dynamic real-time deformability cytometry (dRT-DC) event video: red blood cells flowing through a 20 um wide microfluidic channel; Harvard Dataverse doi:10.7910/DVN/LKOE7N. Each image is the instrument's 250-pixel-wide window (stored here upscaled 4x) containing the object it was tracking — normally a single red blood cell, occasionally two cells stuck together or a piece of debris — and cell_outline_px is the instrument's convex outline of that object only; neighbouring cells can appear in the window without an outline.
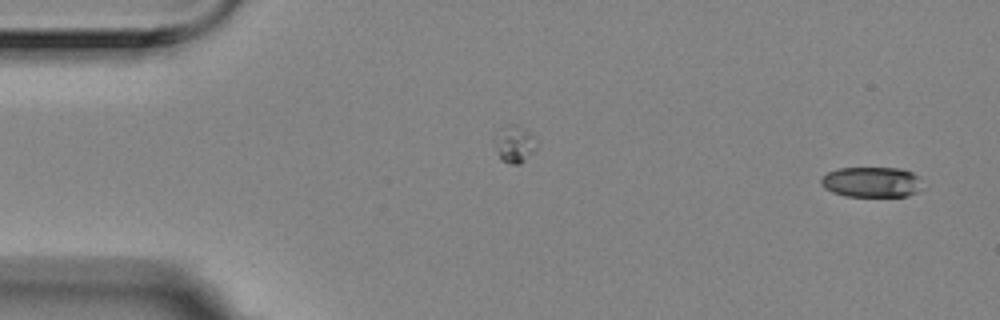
{"species": "Egyptian fruit bat (a non-hibernating species)", "species_latin": "Rousettus aegyptiacus", "temperature_condition": "room temperature", "stored_images_in_passage": 4, "segment_of_instrument_passage": [2, 2], "camera_frame_rate_fps": 3000, "um_per_image_px": 0.085, "animal": {"sex": "female"}, "frame": {"image": 1, "passage_image": 4, "time_ms": 1.0, "image_size_px": [1000, 320], "cell_outline_px": [[920, 176], [916, 192], [908, 196], [844, 196], [832, 192], [824, 188], [820, 184], [820, 180], [828, 172], [840, 168], [900, 168], [912, 172]], "centroid_in_image_um": [74.04, 15.47], "position_along_channel_um": 11.0, "area_um2": 17.8}}